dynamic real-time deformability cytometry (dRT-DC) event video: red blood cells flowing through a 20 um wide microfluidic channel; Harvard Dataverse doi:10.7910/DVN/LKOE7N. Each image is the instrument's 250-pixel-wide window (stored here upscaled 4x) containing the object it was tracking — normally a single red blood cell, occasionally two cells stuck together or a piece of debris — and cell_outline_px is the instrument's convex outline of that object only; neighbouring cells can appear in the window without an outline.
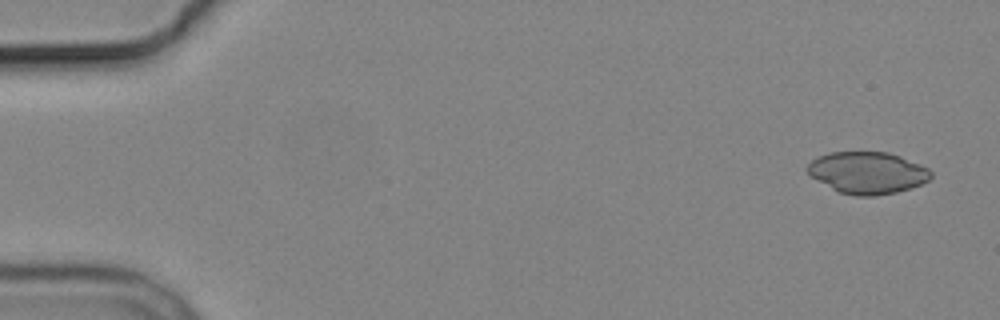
{"species": "common noctule bat (a hibernating species)", "species_latin": "Nyctalus noctula", "temperature_condition": "cold", "stored_images_in_passage": 5, "camera_frame_rate_fps": 3000, "um_per_image_px": 0.085, "animal": {"sex": "male", "body_mass_g": 19.2, "forearm_length_mm": 51.8}, "frame": {"image": 1, "passage_image": 1, "time_ms": 0.0, "image_size_px": [1000, 320], "cell_outline_px": [[932, 176], [928, 180], [920, 184], [896, 192], [876, 196], [856, 196], [840, 192], [832, 188], [812, 176], [804, 168], [812, 160], [820, 156], [832, 152], [888, 152], [900, 156], [920, 164], [928, 168], [932, 172]], "centroid_in_image_um": [73.75, 14.68], "position_along_channel_um": 11.3, "area_um2": 29.82}}